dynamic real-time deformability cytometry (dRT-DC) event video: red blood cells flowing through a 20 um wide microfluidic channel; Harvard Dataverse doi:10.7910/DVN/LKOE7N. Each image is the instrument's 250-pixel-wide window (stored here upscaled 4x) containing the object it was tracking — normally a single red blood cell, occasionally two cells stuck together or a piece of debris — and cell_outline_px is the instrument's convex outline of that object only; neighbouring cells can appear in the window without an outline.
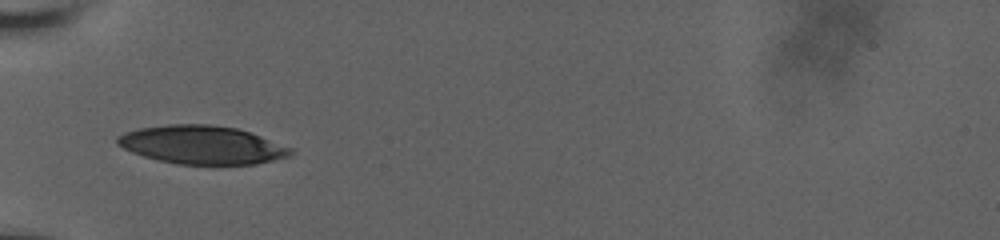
{"species": "human", "species_latin": "Homo sapiens", "temperature_condition": "room temperature", "stored_images_in_passage": 4, "camera_frame_rate_fps": 3000, "um_per_image_px": 0.085, "donor": {"sex": "male"}, "frame": {"image": 1, "passage_image": 1, "time_ms": 0.0, "image_size_px": [1000, 240], "cell_outline_px": [[292, 152], [288, 156], [256, 164], [176, 164], [144, 156], [132, 152], [116, 144], [116, 136], [124, 132], [140, 128], [168, 124], [212, 124], [236, 128], [260, 136], [292, 148]], "centroid_in_image_um": [17.12, 12.3], "position_along_channel_um": 67.9, "area_um2": 38.44}}
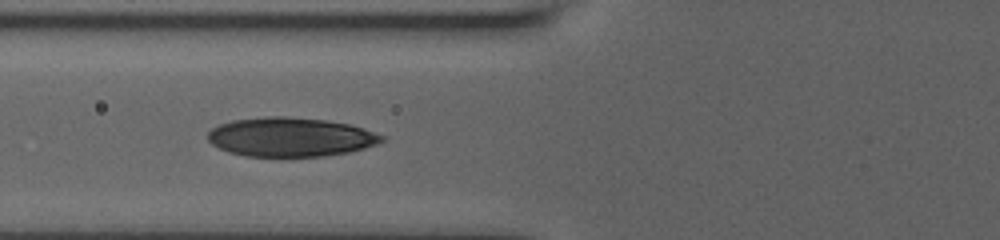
{"frame": {"image": 2, "passage_image": 3, "time_ms": 1.0, "image_size_px": [1000, 240], "cell_outline_px": [[384, 140], [376, 144], [364, 148], [348, 152], [324, 156], [244, 156], [228, 152], [212, 144], [208, 140], [208, 132], [212, 128], [220, 124], [232, 120], [268, 116], [284, 116], [328, 120], [348, 124], [364, 128], [384, 136]], "centroid_in_image_um": [24.68, 11.64], "position_along_channel_um": 101.1, "area_um2": 39.59}}